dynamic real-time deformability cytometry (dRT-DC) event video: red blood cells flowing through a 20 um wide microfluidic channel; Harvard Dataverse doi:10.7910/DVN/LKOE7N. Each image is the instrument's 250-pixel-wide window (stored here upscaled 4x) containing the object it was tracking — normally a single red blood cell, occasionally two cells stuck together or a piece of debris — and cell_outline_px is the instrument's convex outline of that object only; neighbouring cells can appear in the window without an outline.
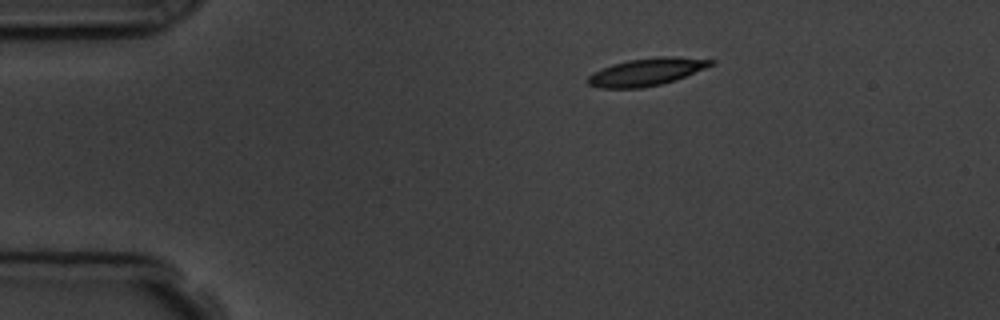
{"species": "common noctule bat (a hibernating species)", "species_latin": "Nyctalus noctula", "temperature_condition": "room temperature", "stored_images_in_passage": 4, "camera_frame_rate_fps": 3000, "um_per_image_px": 0.085, "animal": {"sex": "male", "body_mass_g": 19.5, "forearm_length_mm": 54.6}, "frame": {"image": 1, "passage_image": 1, "time_ms": 0.0, "image_size_px": [1000, 320], "cell_outline_px": [[716, 64], [676, 80], [660, 84], [640, 88], [600, 88], [588, 84], [588, 76], [592, 72], [612, 64], [628, 60], [656, 56], [672, 56], [716, 60]], "centroid_in_image_um": [54.98, 6.1], "position_along_channel_um": 30.0, "area_um2": 19.83}}
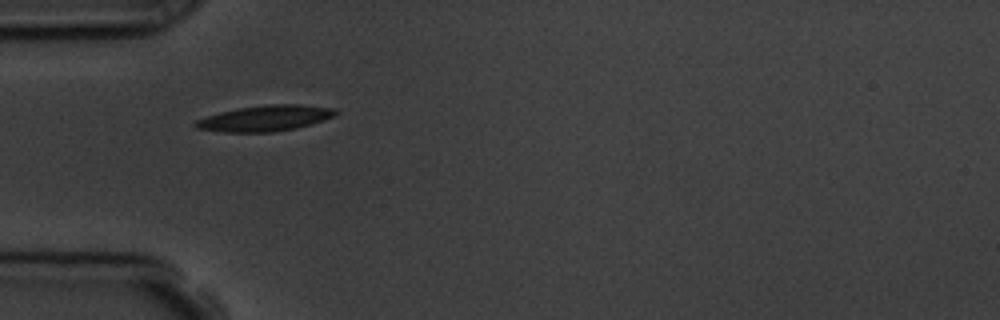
{"frame": {"image": 2, "passage_image": 3, "time_ms": 2.333, "image_size_px": [1000, 320], "cell_outline_px": [[340, 112], [336, 116], [312, 124], [296, 128], [272, 132], [224, 132], [196, 128], [192, 124], [196, 120], [220, 112], [240, 108], [268, 104], [300, 104], [336, 108]], "centroid_in_image_um": [22.6, 10.05], "position_along_channel_um": 62.4, "area_um2": 21.15}}
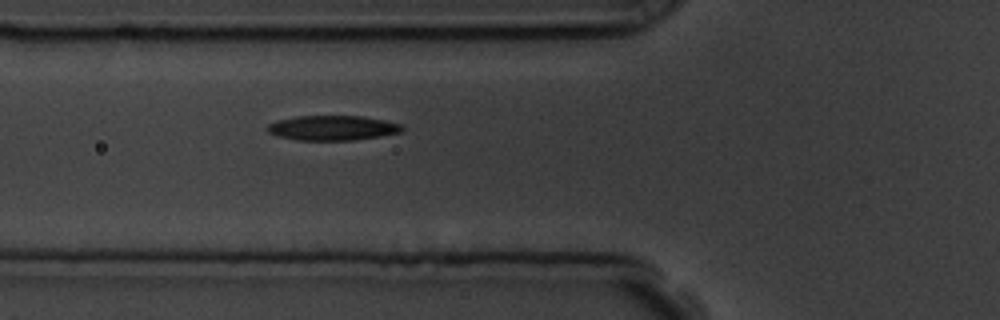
{"frame": {"image": 3, "passage_image": 4, "time_ms": 3.333, "image_size_px": [1000, 320], "cell_outline_px": [[404, 128], [400, 132], [380, 136], [356, 140], [296, 140], [276, 136], [268, 132], [268, 124], [276, 120], [296, 116], [360, 116], [384, 120], [404, 124]], "centroid_in_image_um": [28.26, 10.87], "position_along_channel_um": 97.5, "area_um2": 19.59}}